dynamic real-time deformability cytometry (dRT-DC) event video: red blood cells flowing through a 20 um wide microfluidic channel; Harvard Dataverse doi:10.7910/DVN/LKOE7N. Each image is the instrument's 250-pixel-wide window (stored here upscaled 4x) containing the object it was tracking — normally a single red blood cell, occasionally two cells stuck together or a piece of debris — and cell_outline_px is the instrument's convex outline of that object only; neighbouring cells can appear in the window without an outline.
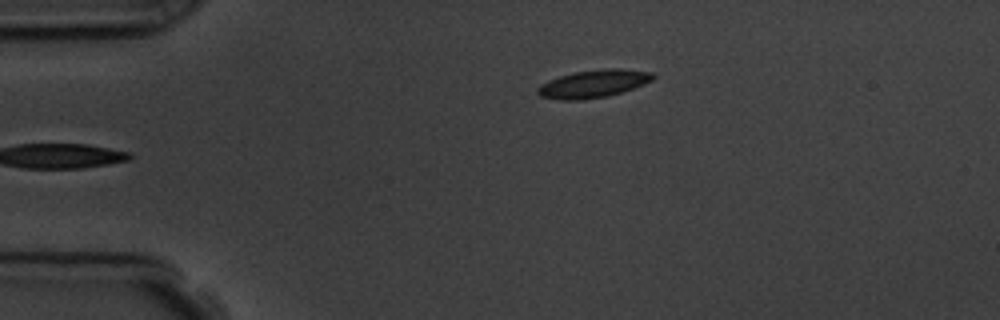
{"species": "common noctule bat (a hibernating species)", "species_latin": "Nyctalus noctula", "temperature_condition": "room temperature", "stored_images_in_passage": 4, "camera_frame_rate_fps": 3000, "um_per_image_px": 0.085, "animal": {"sex": "male", "body_mass_g": 19.5, "forearm_length_mm": 54.6}, "frame": {"image": 1, "passage_image": 4, "time_ms": 3.333, "image_size_px": [1000, 320], "cell_outline_px": [[656, 76], [652, 80], [644, 84], [608, 96], [580, 100], [560, 100], [540, 96], [536, 92], [536, 88], [540, 84], [548, 80], [560, 76], [576, 72], [608, 68], [620, 68], [652, 72]], "centroid_in_image_um": [50.42, 7.12], "position_along_channel_um": 34.6, "area_um2": 18.61}}